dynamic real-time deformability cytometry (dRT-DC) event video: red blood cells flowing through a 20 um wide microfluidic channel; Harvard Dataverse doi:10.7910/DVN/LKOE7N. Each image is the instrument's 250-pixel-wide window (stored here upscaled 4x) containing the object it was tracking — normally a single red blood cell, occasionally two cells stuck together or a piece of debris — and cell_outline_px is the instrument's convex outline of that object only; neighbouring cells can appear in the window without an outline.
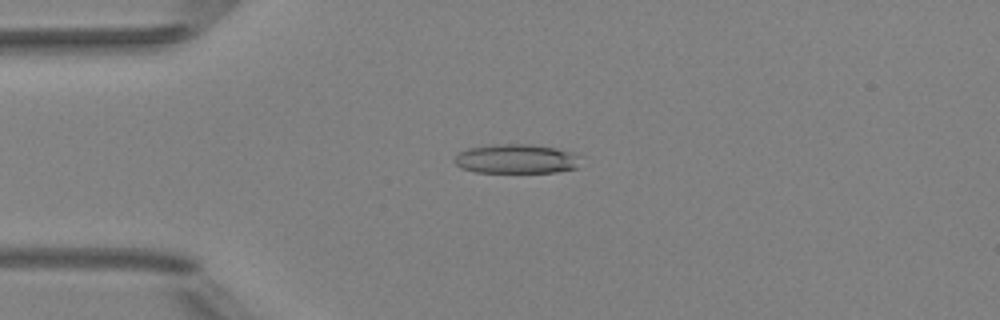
{"species": "Egyptian fruit bat (a non-hibernating species)", "species_latin": "Rousettus aegyptiacus", "temperature_condition": "room temperature", "stored_images_in_passage": 4, "camera_frame_rate_fps": 3000, "um_per_image_px": 0.085, "animal": {"sex": "female"}, "frame": {"image": 1, "passage_image": 3, "time_ms": 2.333, "image_size_px": [1000, 320], "cell_outline_px": [[588, 156], [576, 168], [556, 172], [476, 172], [460, 168], [452, 160], [460, 152], [468, 148], [492, 144], [532, 144], [556, 148]], "centroid_in_image_um": [43.98, 13.5], "position_along_channel_um": 41.0, "area_um2": 22.08}}